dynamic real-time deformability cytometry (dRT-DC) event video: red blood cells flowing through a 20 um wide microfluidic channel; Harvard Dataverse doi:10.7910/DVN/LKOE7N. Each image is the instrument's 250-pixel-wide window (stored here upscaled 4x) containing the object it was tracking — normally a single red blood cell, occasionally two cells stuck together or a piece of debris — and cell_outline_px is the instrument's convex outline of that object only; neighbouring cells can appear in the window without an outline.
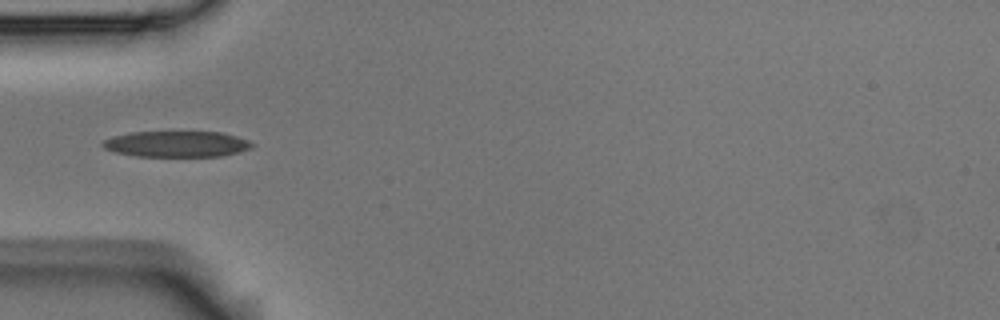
{"species": "Egyptian fruit bat (a non-hibernating species)", "species_latin": "Rousettus aegyptiacus", "temperature_condition": "room temperature", "stored_images_in_passage": 6, "camera_frame_rate_fps": 3000, "um_per_image_px": 0.085, "animal": {"sex": "male"}, "frame": {"image": 1, "passage_image": 4, "time_ms": 1.0, "image_size_px": [1000, 320], "cell_outline_px": [[252, 148], [220, 156], [136, 156], [116, 152], [104, 148], [100, 144], [104, 140], [112, 136], [132, 132], [220, 132], [236, 136], [248, 140], [252, 144]], "centroid_in_image_um": [14.98, 12.24], "position_along_channel_um": 70.0, "area_um2": 22.37}}
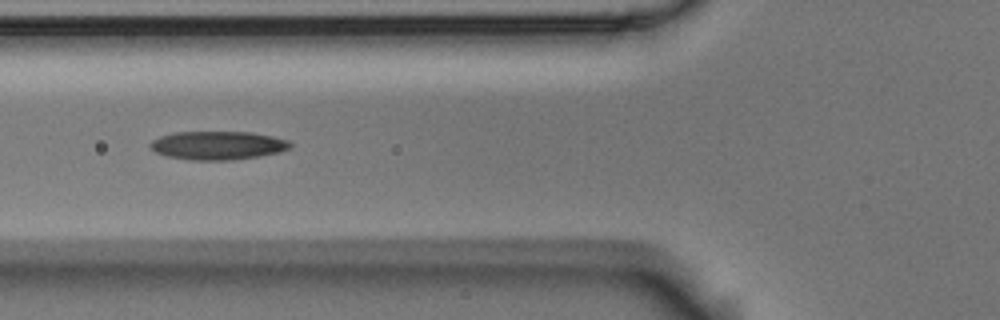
{"frame": {"image": 2, "passage_image": 5, "time_ms": 1.333, "image_size_px": [1000, 320], "cell_outline_px": [[292, 148], [280, 152], [256, 156], [228, 160], [188, 160], [168, 156], [156, 152], [148, 148], [148, 144], [152, 140], [160, 136], [172, 132], [252, 132], [272, 136], [288, 140], [292, 144]], "centroid_in_image_um": [18.48, 12.35], "position_along_channel_um": 107.3, "area_um2": 23.35}}
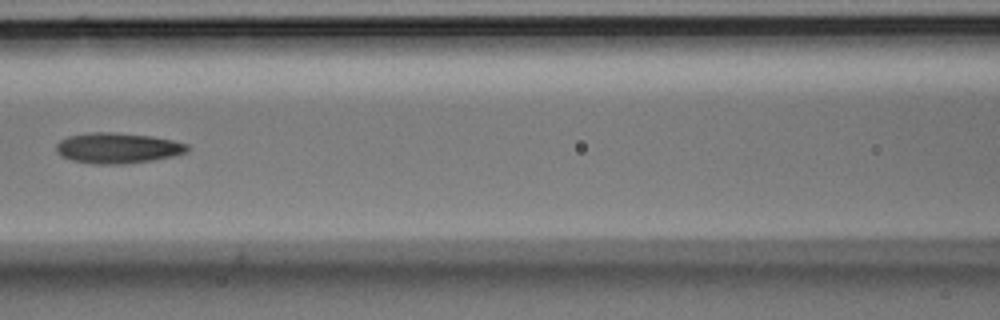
{"frame": {"image": 3, "passage_image": 6, "time_ms": 1.667, "image_size_px": [1000, 320], "cell_outline_px": [[188, 148], [184, 152], [172, 156], [152, 160], [124, 164], [92, 164], [72, 160], [60, 156], [56, 152], [56, 144], [60, 140], [68, 136], [88, 132], [116, 132], [152, 136], [172, 140], [188, 144]], "centroid_in_image_um": [9.94, 12.58], "position_along_channel_um": 156.7, "area_um2": 23.41}}